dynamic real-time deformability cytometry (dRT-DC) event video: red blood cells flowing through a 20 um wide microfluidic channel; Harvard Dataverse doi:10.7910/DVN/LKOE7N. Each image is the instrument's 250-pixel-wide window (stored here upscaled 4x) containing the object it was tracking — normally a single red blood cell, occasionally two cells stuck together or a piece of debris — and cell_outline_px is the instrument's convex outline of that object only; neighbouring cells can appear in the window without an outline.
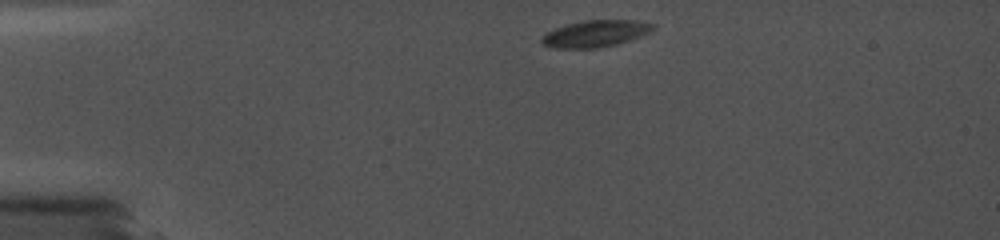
{"species": "common noctule bat (a hibernating species)", "species_latin": "Nyctalus noctula", "temperature_condition": "cold", "stored_images_in_passage": 22, "camera_frame_rate_fps": 5000, "um_per_image_px": 0.085, "animal": {"sex": "female", "body_mass_g": 19.0, "forearm_length_mm": 56.7}, "frame": {"image": 1, "passage_image": 1, "time_ms": 0.0, "image_size_px": [1000, 240], "cell_outline_px": [[656, 28], [652, 32], [616, 44], [600, 48], [556, 48], [544, 44], [540, 40], [548, 32], [556, 28], [568, 24], [584, 20], [636, 20], [656, 24]], "centroid_in_image_um": [50.68, 2.85], "position_along_channel_um": 34.3, "area_um2": 17.22}}
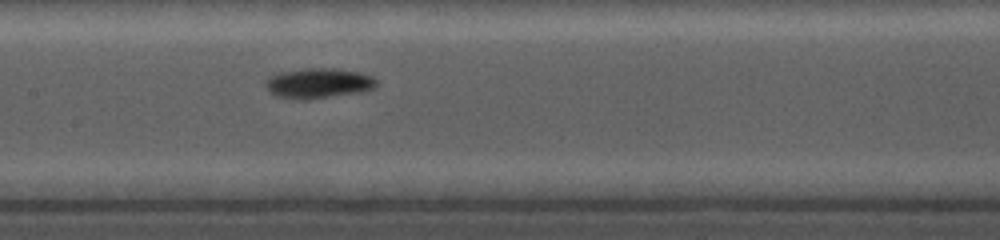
{"frame": {"image": 2, "passage_image": 8, "time_ms": 5.4, "image_size_px": [1000, 240], "cell_outline_px": [[376, 88], [360, 92], [308, 100], [292, 100], [276, 96], [268, 92], [264, 84], [272, 76], [280, 72], [308, 68], [336, 68], [360, 72], [372, 76], [376, 80]], "centroid_in_image_um": [27.06, 7.09], "position_along_channel_um": 180.3, "area_um2": 19.71}}
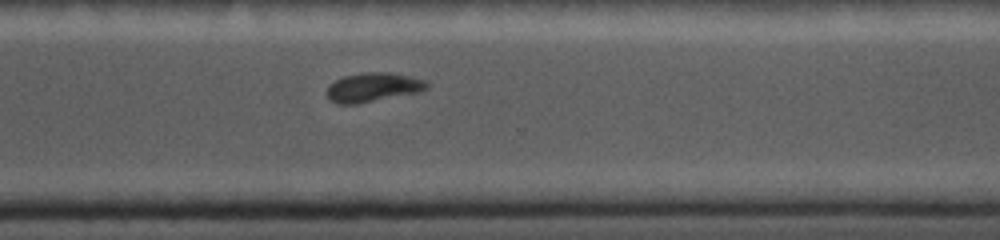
{"frame": {"image": 3, "passage_image": 16, "time_ms": 9.6, "image_size_px": [1000, 240], "cell_outline_px": [[428, 88], [420, 92], [356, 104], [340, 104], [328, 100], [328, 84], [344, 76], [364, 72], [392, 72], [412, 76], [428, 80]], "centroid_in_image_um": [31.75, 7.41], "position_along_channel_um": 338.8, "area_um2": 17.17}}